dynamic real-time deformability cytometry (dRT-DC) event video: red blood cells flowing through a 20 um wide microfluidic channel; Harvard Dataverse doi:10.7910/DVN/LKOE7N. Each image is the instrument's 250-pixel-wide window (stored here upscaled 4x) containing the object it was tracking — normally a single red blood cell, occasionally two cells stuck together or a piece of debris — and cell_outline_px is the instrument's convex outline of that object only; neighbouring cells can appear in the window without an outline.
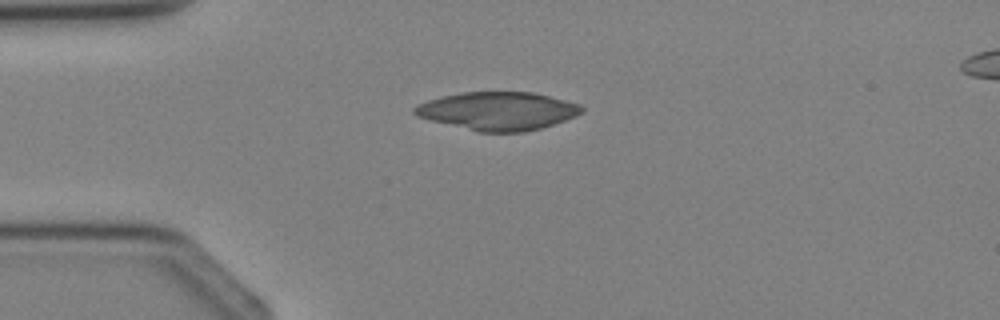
{"species": "Egyptian fruit bat (a non-hibernating species)", "species_latin": "Rousettus aegyptiacus", "temperature_condition": "cold", "stored_images_in_passage": 1, "camera_frame_rate_fps": 3000, "um_per_image_px": 0.085, "animal": {"sex": "female"}, "frame": {"image": 1, "passage_image": 1, "time_ms": 0.0, "image_size_px": [1000, 320], "cell_outline_px": [[584, 112], [576, 116], [540, 128], [524, 132], [476, 132], [416, 116], [412, 112], [412, 108], [428, 100], [440, 96], [464, 92], [532, 92], [580, 104], [584, 108]], "centroid_in_image_um": [42.3, 9.44], "position_along_channel_um": 42.7, "area_um2": 37.11}}